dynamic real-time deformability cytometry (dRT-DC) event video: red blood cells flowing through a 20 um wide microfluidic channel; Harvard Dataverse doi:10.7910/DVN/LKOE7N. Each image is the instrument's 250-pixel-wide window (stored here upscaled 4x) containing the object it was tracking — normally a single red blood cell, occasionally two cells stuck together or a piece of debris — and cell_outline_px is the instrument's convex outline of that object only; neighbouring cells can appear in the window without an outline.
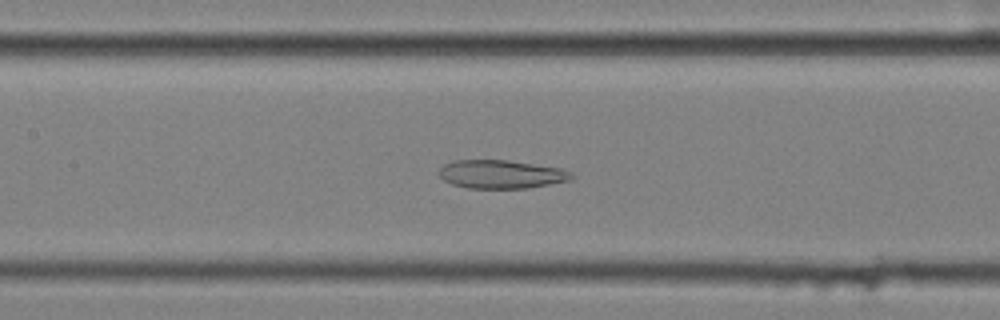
{"species": "common noctule bat (a hibernating species)", "species_latin": "Nyctalus noctula", "temperature_condition": "cold", "stored_images_in_passage": 57, "camera_frame_rate_fps": 3000, "um_per_image_px": 0.085, "animal": {"sex": "female", "body_mass_g": 25.1}, "frame": {"image": 1, "passage_image": 26, "time_ms": 8.333, "image_size_px": [1000, 320], "cell_outline_px": [[576, 176], [572, 180], [528, 188], [468, 188], [452, 184], [444, 180], [436, 172], [444, 164], [452, 160], [508, 160], [560, 168], [572, 172]], "centroid_in_image_um": [42.61, 14.81], "position_along_channel_um": 164.8, "area_um2": 22.14}}
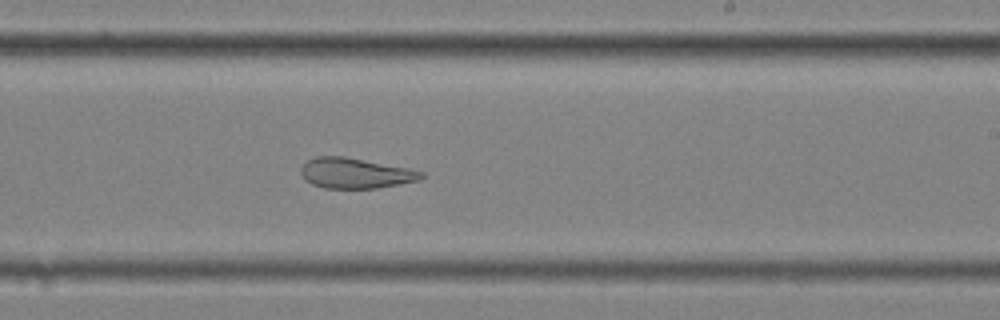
{"frame": {"image": 2, "passage_image": 34, "time_ms": 11.0, "image_size_px": [1000, 320], "cell_outline_px": [[424, 176], [416, 180], [400, 184], [376, 188], [324, 188], [312, 184], [304, 180], [300, 172], [300, 168], [308, 160], [316, 156], [344, 156], [408, 168], [424, 172]], "centroid_in_image_um": [30.16, 14.72], "position_along_channel_um": 258.8, "area_um2": 21.21}}
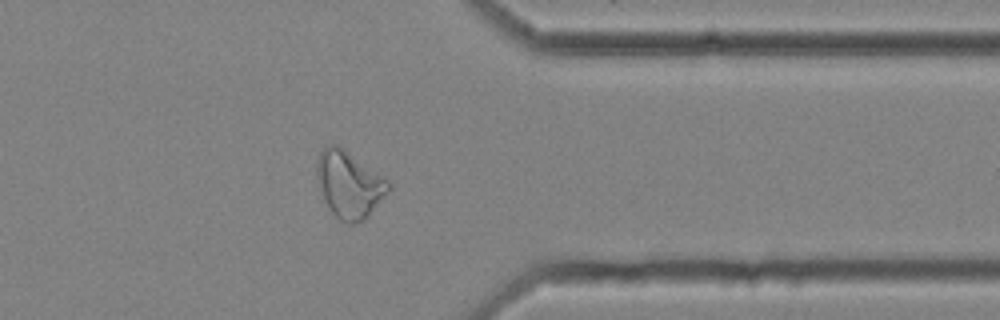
{"frame": {"image": 3, "passage_image": 45, "time_ms": 14.667, "image_size_px": [1000, 320], "cell_outline_px": [[392, 188], [368, 216], [364, 220], [352, 224], [348, 224], [340, 220], [332, 212], [324, 200], [320, 192], [316, 180], [316, 164], [320, 152], [324, 148], [332, 144], [336, 144], [344, 148], [384, 176], [392, 184]], "centroid_in_image_um": [29.68, 15.67], "position_along_channel_um": 381.7, "area_um2": 28.15}, "authors_computed_cell_mechanics": {"area_um2": 29.5358, "velocity_mm_per_s": 3.5334, "shape_relaxation_time_tau1_ms": null, "shape_relaxation_time_tau2_ms": 3.3017, "deformation_change_tau1": null, "deformation_change_tau2": 0.1198}}